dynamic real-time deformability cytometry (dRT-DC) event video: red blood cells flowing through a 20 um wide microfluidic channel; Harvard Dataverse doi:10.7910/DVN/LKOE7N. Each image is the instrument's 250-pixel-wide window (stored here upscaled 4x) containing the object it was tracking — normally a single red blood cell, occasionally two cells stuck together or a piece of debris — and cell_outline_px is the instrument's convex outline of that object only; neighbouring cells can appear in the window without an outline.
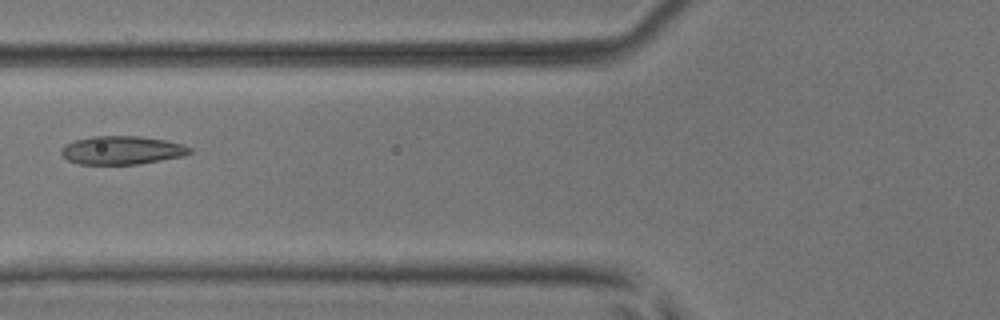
{"species": "common noctule bat (a hibernating species)", "species_latin": "Nyctalus noctula", "temperature_condition": "room temperature", "stored_images_in_passage": 7, "camera_frame_rate_fps": 3000, "um_per_image_px": 0.085, "animal": {"sex": "male", "body_mass_g": 17.9, "forearm_length_mm": 54.2}, "frame": {"image": 1, "passage_image": 7, "time_ms": 2.0, "image_size_px": [1000, 320], "cell_outline_px": [[192, 152], [184, 156], [140, 164], [80, 164], [68, 160], [60, 152], [60, 148], [64, 144], [76, 140], [92, 136], [140, 136], [164, 140], [184, 144], [192, 148]], "centroid_in_image_um": [10.38, 12.77], "position_along_channel_um": 115.4, "area_um2": 21.39}}